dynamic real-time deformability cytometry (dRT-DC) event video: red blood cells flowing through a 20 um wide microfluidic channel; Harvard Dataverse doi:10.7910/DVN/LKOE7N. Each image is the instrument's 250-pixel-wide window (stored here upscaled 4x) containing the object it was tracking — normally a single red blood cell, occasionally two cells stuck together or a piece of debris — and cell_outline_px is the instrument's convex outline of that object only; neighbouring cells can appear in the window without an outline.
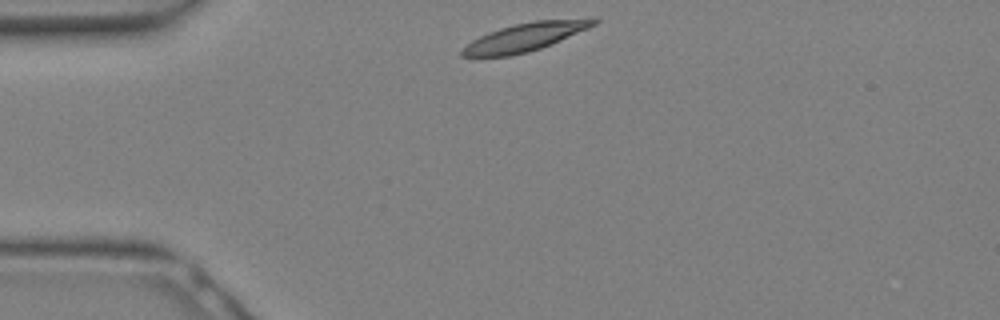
{"species": "Egyptian fruit bat (a non-hibernating species)", "species_latin": "Rousettus aegyptiacus", "temperature_condition": "warm", "stored_images_in_passage": 7, "camera_frame_rate_fps": 3000, "um_per_image_px": 0.085, "animal": {"sex": "female"}, "frame": {"image": 1, "passage_image": 1, "time_ms": 0.0, "image_size_px": [1000, 320], "cell_outline_px": [[600, 20], [596, 24], [588, 28], [540, 48], [528, 52], [512, 56], [460, 56], [460, 52], [472, 40], [488, 32], [500, 28], [516, 24], [536, 20], [592, 16], [596, 16]], "centroid_in_image_um": [44.74, 3.11], "position_along_channel_um": 40.3, "area_um2": 21.73}}
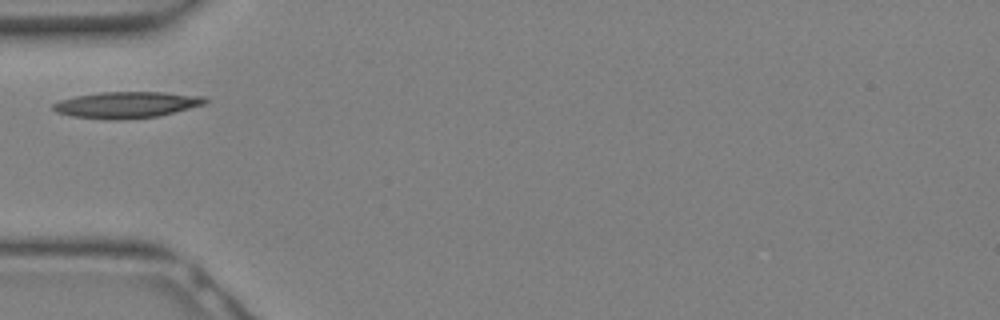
{"frame": {"image": 2, "passage_image": 4, "time_ms": 1.0, "image_size_px": [1000, 320], "cell_outline_px": [[208, 100], [204, 104], [156, 116], [124, 120], [108, 120], [72, 116], [56, 112], [52, 108], [52, 104], [60, 100], [76, 96], [100, 92], [164, 92], [204, 96]], "centroid_in_image_um": [10.72, 8.91], "position_along_channel_um": 74.3, "area_um2": 23.24}}
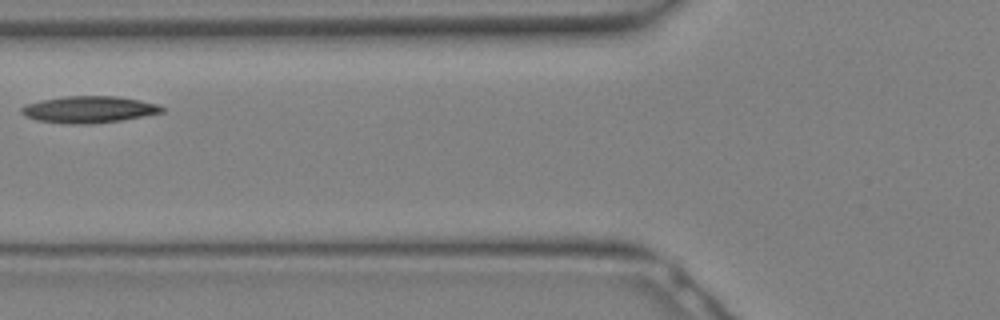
{"frame": {"image": 3, "passage_image": 6, "time_ms": 1.667, "image_size_px": [1000, 320], "cell_outline_px": [[164, 112], [120, 120], [84, 124], [64, 124], [36, 120], [24, 116], [20, 112], [20, 108], [24, 104], [40, 100], [64, 96], [116, 96], [140, 100], [156, 104], [164, 108]], "centroid_in_image_um": [7.48, 9.3], "position_along_channel_um": 118.3, "area_um2": 21.91}}